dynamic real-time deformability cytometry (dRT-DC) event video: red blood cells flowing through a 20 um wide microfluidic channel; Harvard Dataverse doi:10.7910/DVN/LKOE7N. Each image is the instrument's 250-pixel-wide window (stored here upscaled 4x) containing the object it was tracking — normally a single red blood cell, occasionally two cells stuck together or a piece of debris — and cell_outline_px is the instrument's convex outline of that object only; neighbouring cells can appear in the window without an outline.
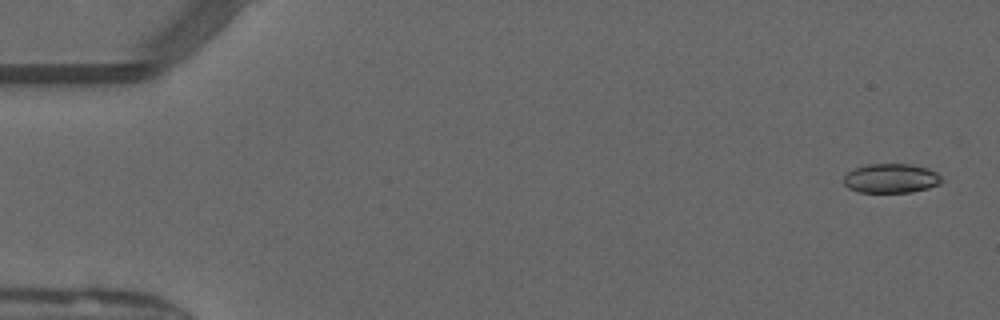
{"species": "common noctule bat (a hibernating species)", "species_latin": "Nyctalus noctula", "temperature_condition": "warm", "stored_images_in_passage": 51, "camera_frame_rate_fps": 3000, "um_per_image_px": 0.085, "animal": {"sex": "male", "forearm_length_mm": 52.5}, "frame": {"image": 1, "passage_image": 2, "time_ms": 0.333, "image_size_px": [1000, 320], "cell_outline_px": [[944, 180], [940, 184], [928, 188], [912, 192], [860, 192], [848, 188], [844, 184], [844, 176], [848, 172], [856, 168], [868, 164], [908, 164], [928, 168], [936, 172]], "centroid_in_image_um": [75.76, 15.16], "position_along_channel_um": 9.2, "area_um2": 16.7}}
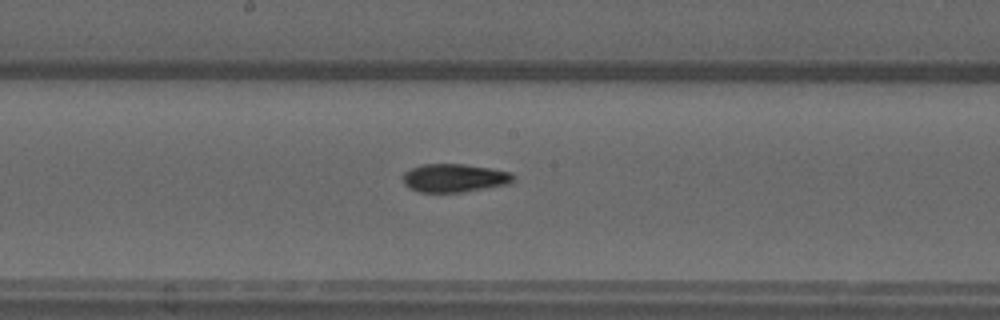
{"frame": {"image": 2, "passage_image": 27, "time_ms": 8.667, "image_size_px": [1000, 320], "cell_outline_px": [[516, 180], [512, 184], [460, 192], [420, 192], [408, 188], [404, 184], [404, 172], [420, 164], [464, 164], [492, 168], [512, 172], [516, 176]], "centroid_in_image_um": [38.69, 15.12], "position_along_channel_um": 209.5, "area_um2": 18.5}}
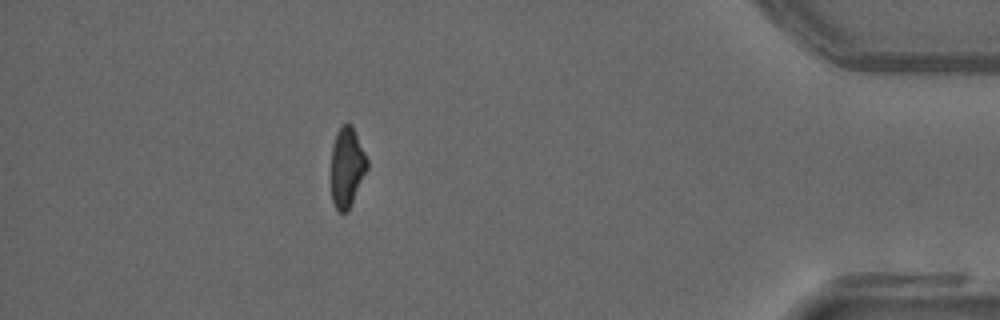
{"frame": {"image": 3, "passage_image": 45, "time_ms": 14.667, "image_size_px": [1000, 320], "cell_outline_px": [[368, 168], [348, 212], [340, 212], [336, 208], [332, 200], [332, 144], [336, 132], [344, 124], [352, 124], [368, 160]], "centroid_in_image_um": [29.5, 14.21], "position_along_channel_um": 405.7, "area_um2": 16.7}, "authors_computed_cell_mechanics": {"area_um2": 18.0336, "velocity_mm_per_s": 4.0958, "shape_relaxation_time_tau1_ms": 8.9064, "shape_relaxation_time_tau2_ms": 3.4866, "deformation_change_tau1": 0.2679, "deformation_change_tau2": 0.1083}}